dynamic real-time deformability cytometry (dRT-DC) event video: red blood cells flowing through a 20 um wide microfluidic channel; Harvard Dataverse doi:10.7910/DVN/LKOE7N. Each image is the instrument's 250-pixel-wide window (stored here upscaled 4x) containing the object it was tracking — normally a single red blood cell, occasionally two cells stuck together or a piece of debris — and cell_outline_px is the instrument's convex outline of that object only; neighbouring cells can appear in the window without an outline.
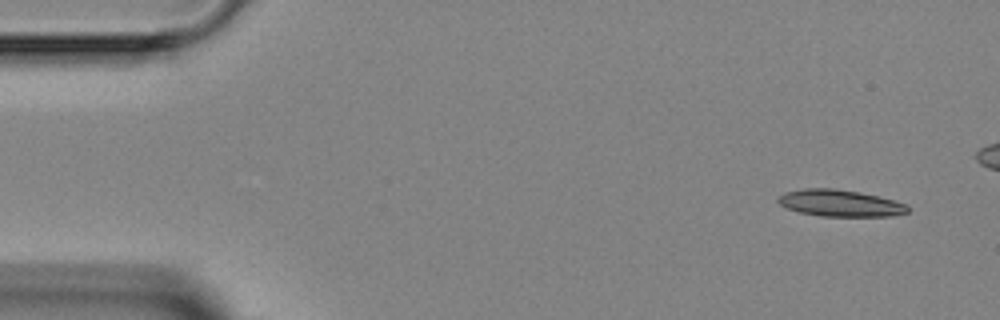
{"species": "Egyptian fruit bat (a non-hibernating species)", "species_latin": "Rousettus aegyptiacus", "temperature_condition": "room temperature", "stored_images_in_passage": 6, "segment_of_instrument_passage": [1, 2], "camera_frame_rate_fps": 3000, "um_per_image_px": 0.085, "animal": {"sex": "female"}, "frame": {"image": 1, "passage_image": 1, "time_ms": 0.0, "image_size_px": [1000, 320], "cell_outline_px": [[908, 212], [892, 216], [820, 216], [800, 212], [788, 208], [780, 204], [776, 200], [784, 192], [804, 188], [836, 188], [860, 192], [892, 200], [904, 204], [908, 208]], "centroid_in_image_um": [71.37, 17.26], "position_along_channel_um": 13.6, "area_um2": 20.0}}
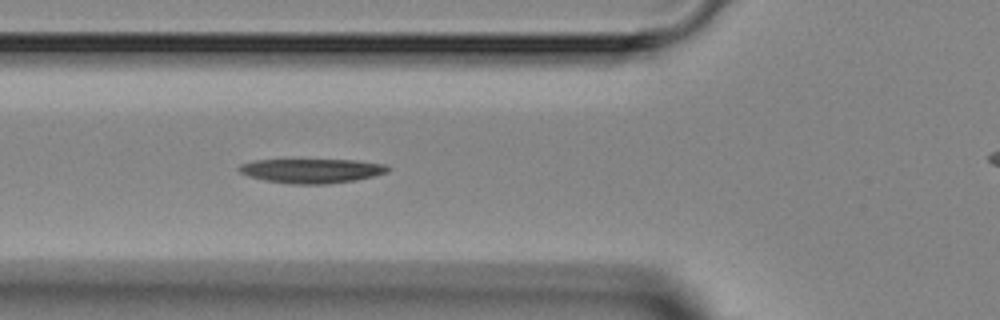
{"frame": {"image": 2, "passage_image": 5, "time_ms": 4.667, "image_size_px": [1000, 320], "cell_outline_px": [[388, 172], [356, 180], [328, 184], [292, 184], [264, 180], [248, 176], [240, 172], [236, 168], [240, 164], [252, 160], [356, 160], [384, 164], [388, 168]], "centroid_in_image_um": [26.44, 14.52], "position_along_channel_um": 99.4, "area_um2": 21.1}}